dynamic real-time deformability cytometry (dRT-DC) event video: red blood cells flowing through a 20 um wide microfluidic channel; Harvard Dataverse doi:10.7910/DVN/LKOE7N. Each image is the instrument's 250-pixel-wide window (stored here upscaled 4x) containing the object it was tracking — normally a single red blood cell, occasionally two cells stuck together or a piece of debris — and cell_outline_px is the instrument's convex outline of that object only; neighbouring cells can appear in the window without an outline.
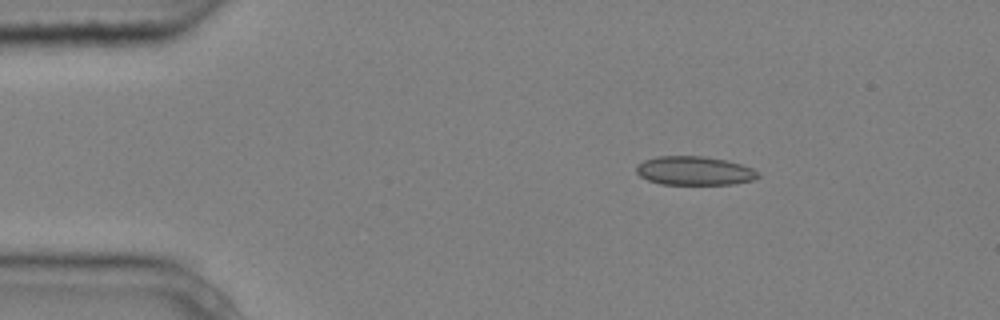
{"species": "common noctule bat (a hibernating species)", "species_latin": "Nyctalus noctula", "temperature_condition": "cold", "stored_images_in_passage": 4, "camera_frame_rate_fps": 3000, "um_per_image_px": 0.085, "animal": {"sex": "male", "body_mass_g": 20.4}, "frame": {"image": 1, "passage_image": 2, "time_ms": 0.333, "image_size_px": [1000, 320], "cell_outline_px": [[760, 176], [752, 180], [736, 184], [660, 184], [648, 180], [640, 176], [636, 172], [636, 164], [644, 160], [656, 156], [704, 156], [724, 160], [740, 164], [752, 168]], "centroid_in_image_um": [58.98, 14.51], "position_along_channel_um": 26.0, "area_um2": 20.4}}
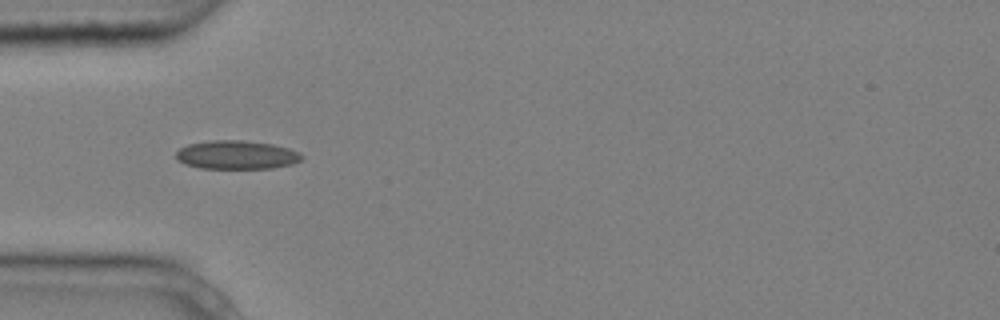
{"frame": {"image": 2, "passage_image": 4, "time_ms": 1.0, "image_size_px": [1000, 320], "cell_outline_px": [[304, 156], [300, 160], [292, 164], [272, 168], [200, 168], [184, 164], [176, 156], [176, 152], [180, 148], [188, 144], [212, 140], [244, 140], [272, 144], [288, 148], [300, 152]], "centroid_in_image_um": [20.12, 13.16], "position_along_channel_um": 64.9, "area_um2": 20.92}}